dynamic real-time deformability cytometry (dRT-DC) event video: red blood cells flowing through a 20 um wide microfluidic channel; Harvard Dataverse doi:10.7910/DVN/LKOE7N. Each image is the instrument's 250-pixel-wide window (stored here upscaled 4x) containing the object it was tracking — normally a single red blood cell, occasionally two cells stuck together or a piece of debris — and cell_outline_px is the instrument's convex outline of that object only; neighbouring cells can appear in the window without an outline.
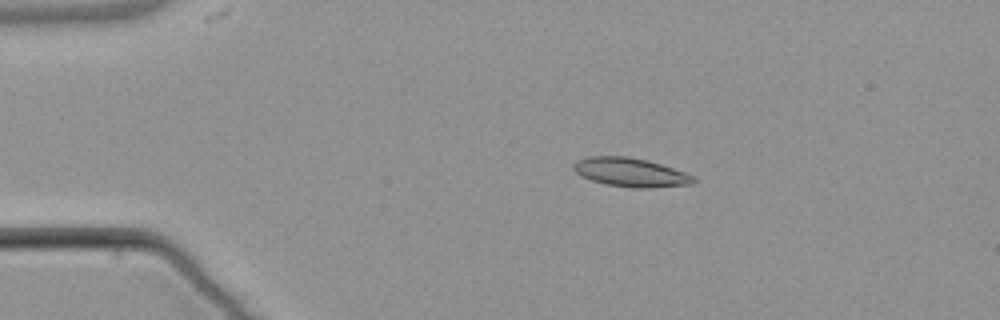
{"species": "common noctule bat (a hibernating species)", "species_latin": "Nyctalus noctula", "temperature_condition": "warm", "stored_images_in_passage": 6, "camera_frame_rate_fps": 3000, "um_per_image_px": 0.085, "animal": {"sex": "male", "body_mass_g": 21.5, "forearm_length_mm": 52.0}, "frame": {"image": 1, "passage_image": 2, "time_ms": 1.333, "image_size_px": [1000, 320], "cell_outline_px": [[696, 180], [692, 184], [652, 188], [632, 188], [608, 184], [592, 180], [580, 176], [572, 168], [572, 164], [576, 160], [588, 156], [628, 156], [648, 160], [696, 176]], "centroid_in_image_um": [53.59, 14.64], "position_along_channel_um": 31.4, "area_um2": 20.29}}
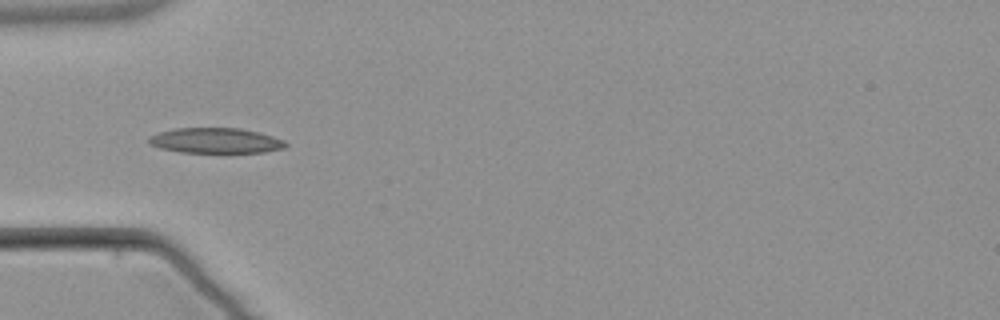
{"frame": {"image": 2, "passage_image": 4, "time_ms": 3.667, "image_size_px": [1000, 320], "cell_outline_px": [[288, 144], [284, 148], [264, 152], [180, 152], [160, 148], [148, 144], [148, 136], [160, 132], [176, 128], [240, 128], [272, 136], [284, 140]], "centroid_in_image_um": [18.3, 11.95], "position_along_channel_um": 66.7, "area_um2": 20.06}}
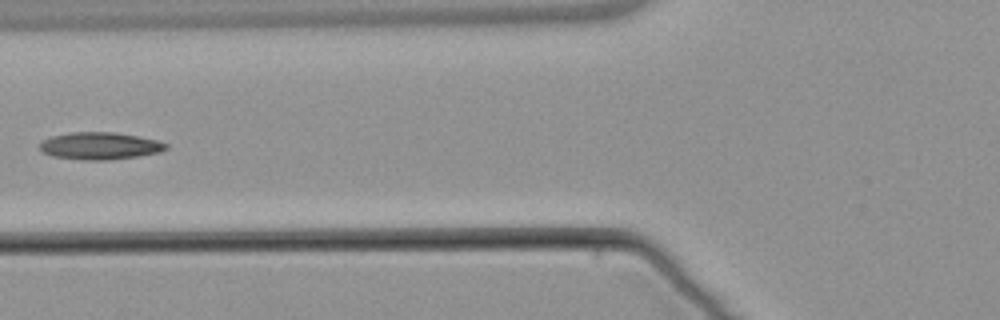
{"frame": {"image": 3, "passage_image": 5, "time_ms": 5.0, "image_size_px": [1000, 320], "cell_outline_px": [[168, 148], [160, 152], [136, 156], [108, 160], [84, 160], [52, 156], [40, 152], [40, 144], [44, 140], [52, 136], [72, 132], [112, 132], [136, 136], [156, 140], [168, 144]], "centroid_in_image_um": [8.47, 12.4], "position_along_channel_um": 117.3, "area_um2": 19.88}}